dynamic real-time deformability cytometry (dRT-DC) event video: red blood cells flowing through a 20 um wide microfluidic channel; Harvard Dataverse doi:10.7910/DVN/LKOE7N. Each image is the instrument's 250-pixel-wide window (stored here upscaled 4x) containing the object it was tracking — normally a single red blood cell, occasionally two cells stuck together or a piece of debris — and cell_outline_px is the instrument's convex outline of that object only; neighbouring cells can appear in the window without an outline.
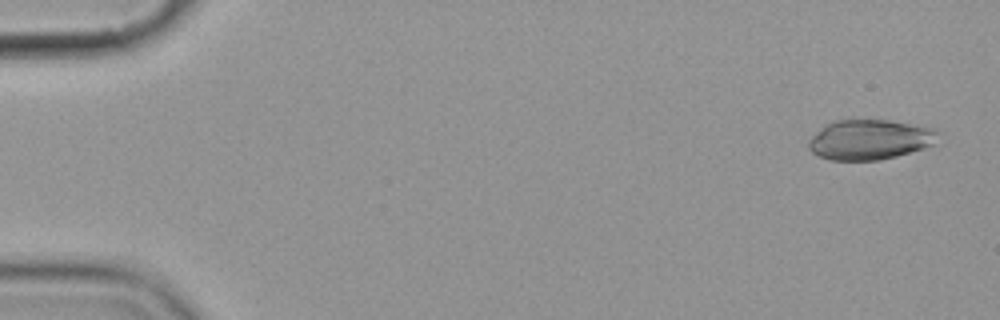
{"species": "common noctule bat (a hibernating species)", "species_latin": "Nyctalus noctula", "temperature_condition": "cold", "stored_images_in_passage": 5, "camera_frame_rate_fps": 3000, "um_per_image_px": 0.085, "animal": {"sex": "female", "body_mass_g": 19.9}, "frame": {"image": 1, "passage_image": 1, "time_ms": 0.0, "image_size_px": [1000, 320], "cell_outline_px": [[944, 132], [932, 144], [896, 156], [880, 160], [828, 160], [812, 152], [808, 148], [808, 140], [816, 132], [832, 120], [888, 120], [932, 128]], "centroid_in_image_um": [73.91, 11.86], "position_along_channel_um": 11.1, "area_um2": 30.06}}
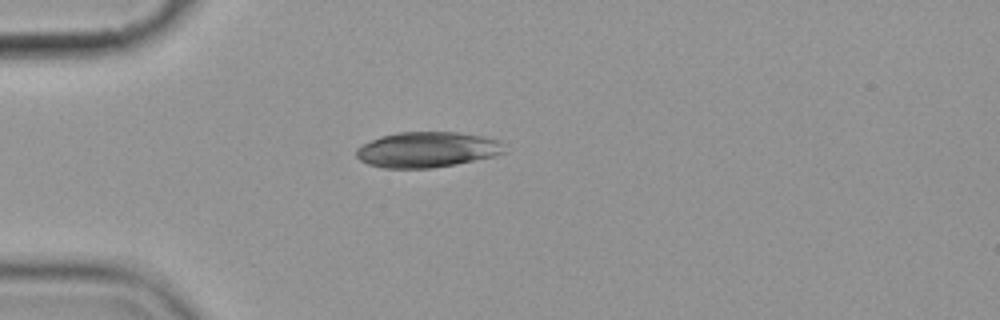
{"frame": {"image": 2, "passage_image": 5, "time_ms": 4.333, "image_size_px": [1000, 320], "cell_outline_px": [[504, 152], [496, 156], [456, 164], [432, 168], [384, 168], [368, 164], [360, 160], [356, 156], [356, 148], [380, 136], [396, 132], [456, 132], [484, 136], [496, 140], [500, 144]], "centroid_in_image_um": [36.27, 12.72], "position_along_channel_um": 48.7, "area_um2": 30.52}}